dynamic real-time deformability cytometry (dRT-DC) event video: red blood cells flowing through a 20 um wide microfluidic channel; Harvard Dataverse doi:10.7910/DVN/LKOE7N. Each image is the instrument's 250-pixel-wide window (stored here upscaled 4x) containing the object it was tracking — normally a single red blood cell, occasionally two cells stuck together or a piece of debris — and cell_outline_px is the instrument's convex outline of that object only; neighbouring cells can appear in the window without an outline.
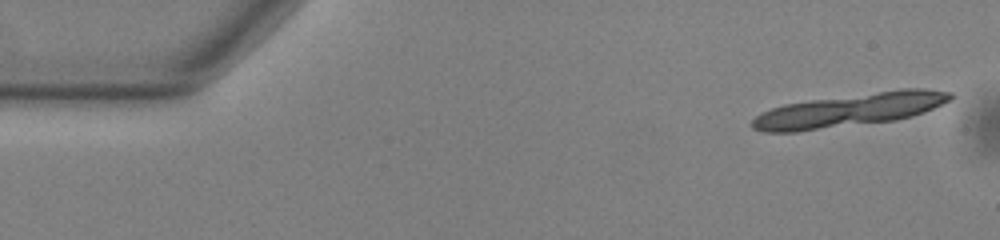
{"species": "common noctule bat (a hibernating species)", "species_latin": "Nyctalus noctula", "temperature_condition": "warm", "stored_images_in_passage": 16, "camera_frame_rate_fps": 3000, "um_per_image_px": 0.085, "animal": {"sex": "male", "body_mass_g": 13.0, "forearm_length_mm": 53.1}, "frame": {"image": 1, "passage_image": 1, "time_ms": 0.0, "image_size_px": [1000, 240], "cell_outline_px": [[952, 96], [948, 100], [924, 112], [912, 116], [896, 120], [796, 132], [764, 132], [752, 128], [752, 120], [756, 116], [772, 108], [784, 104], [812, 100], [900, 88], [924, 88], [952, 92]], "centroid_in_image_um": [72.22, 9.36], "position_along_channel_um": 12.8, "area_um2": 38.15}}